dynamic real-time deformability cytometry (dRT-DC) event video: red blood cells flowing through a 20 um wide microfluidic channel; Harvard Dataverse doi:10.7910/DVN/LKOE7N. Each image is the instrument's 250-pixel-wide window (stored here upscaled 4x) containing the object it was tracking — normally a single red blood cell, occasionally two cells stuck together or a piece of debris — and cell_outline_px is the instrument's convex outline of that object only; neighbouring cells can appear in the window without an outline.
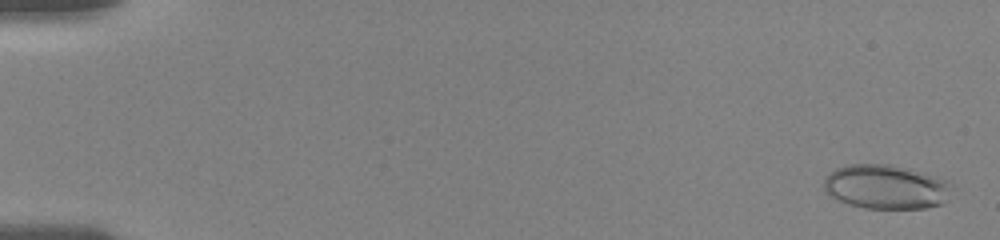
{"species": "human", "species_latin": "Homo sapiens", "temperature_condition": "room temperature", "stored_images_in_passage": 25, "camera_frame_rate_fps": 3000, "um_per_image_px": 0.085, "donor": {"sex": "female"}, "frame": {"image": 1, "passage_image": 1, "time_ms": 0.0, "image_size_px": [1000, 240], "cell_outline_px": [[956, 188], [944, 204], [924, 208], [864, 208], [848, 204], [824, 192], [824, 180], [828, 172], [836, 168], [852, 164], [888, 164], [908, 168], [944, 180], [952, 184]], "centroid_in_image_um": [75.33, 15.89], "position_along_channel_um": 9.7, "area_um2": 33.18}}
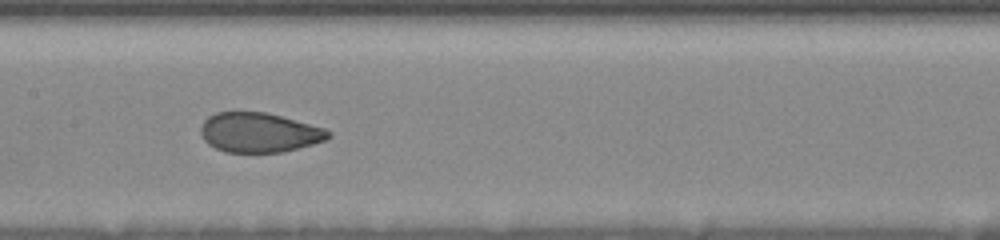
{"frame": {"image": 2, "passage_image": 19, "time_ms": 9.0, "image_size_px": [1000, 240], "cell_outline_px": [[332, 136], [324, 140], [312, 144], [280, 152], [224, 152], [208, 144], [204, 140], [200, 132], [200, 128], [204, 120], [208, 116], [216, 112], [264, 112], [280, 116], [324, 128], [332, 132]], "centroid_in_image_um": [21.99, 11.26], "position_along_channel_um": 185.4, "area_um2": 29.25}}
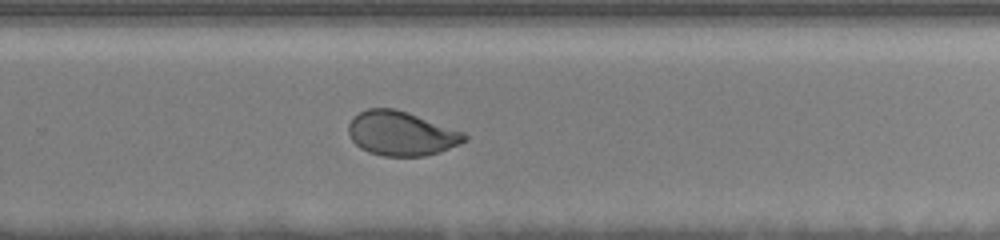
{"frame": {"image": 3, "passage_image": 25, "time_ms": 12.0, "image_size_px": [1000, 240], "cell_outline_px": [[468, 140], [460, 144], [440, 152], [424, 156], [384, 156], [368, 152], [360, 148], [352, 140], [348, 132], [348, 124], [360, 112], [368, 108], [396, 108], [408, 112], [464, 132], [468, 136]], "centroid_in_image_um": [34.13, 11.35], "position_along_channel_um": 295.7, "area_um2": 30.0}}